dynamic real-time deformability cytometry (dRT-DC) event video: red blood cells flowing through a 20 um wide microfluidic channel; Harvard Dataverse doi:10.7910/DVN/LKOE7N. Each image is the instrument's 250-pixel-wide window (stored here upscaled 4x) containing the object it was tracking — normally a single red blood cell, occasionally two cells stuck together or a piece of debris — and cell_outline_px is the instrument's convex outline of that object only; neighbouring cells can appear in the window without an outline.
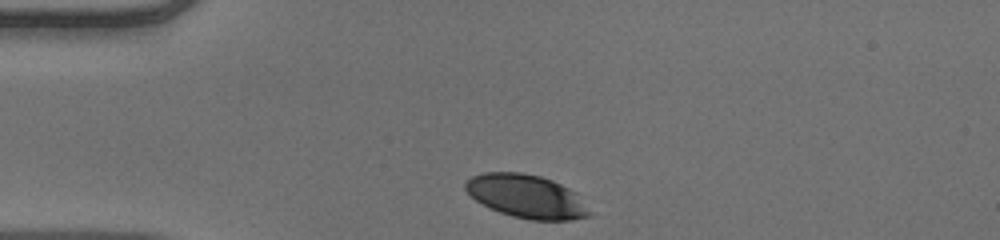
{"species": "human", "species_latin": "Homo sapiens", "temperature_condition": "warm", "stored_images_in_passage": 32, "camera_frame_rate_fps": 3000, "um_per_image_px": 0.085, "donor": {"sex": "male"}, "frame": {"image": 1, "passage_image": 1, "time_ms": 0.0, "image_size_px": [1000, 240], "cell_outline_px": [[592, 212], [588, 216], [572, 220], [532, 220], [512, 216], [500, 212], [476, 200], [464, 188], [464, 180], [472, 176], [484, 172], [520, 172], [540, 176], [552, 180], [576, 192]], "centroid_in_image_um": [44.75, 16.68], "position_along_channel_um": 40.2, "area_um2": 31.27}}
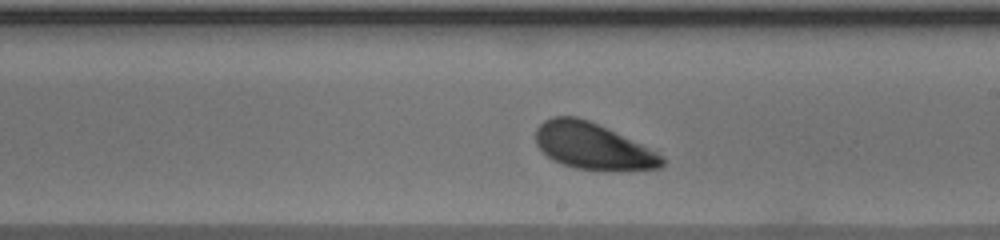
{"frame": {"image": 2, "passage_image": 19, "time_ms": 6.0, "image_size_px": [1000, 240], "cell_outline_px": [[664, 164], [660, 168], [612, 172], [576, 168], [552, 160], [536, 144], [536, 128], [544, 120], [552, 116], [576, 116], [588, 120], [656, 152], [664, 160]], "centroid_in_image_um": [50.35, 12.45], "position_along_channel_um": 238.6, "area_um2": 33.81}}
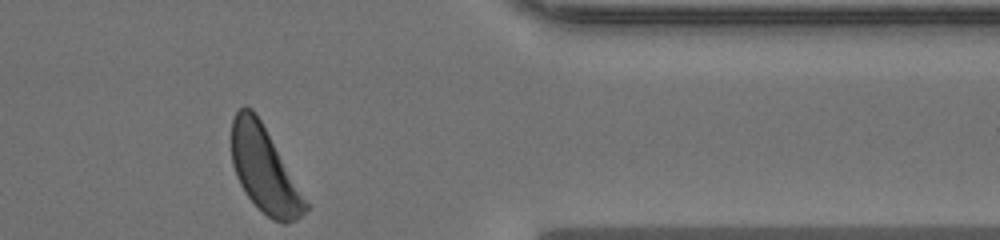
{"frame": {"image": 3, "passage_image": 32, "time_ms": 10.333, "image_size_px": [1000, 240], "cell_outline_px": [[308, 208], [296, 220], [284, 224], [272, 220], [244, 192], [236, 176], [232, 164], [232, 120], [236, 112], [244, 104], [252, 108], [256, 112], [308, 204]], "centroid_in_image_um": [22.43, 14.4], "position_along_channel_um": 389.0, "area_um2": 36.01}, "authors_computed_cell_mechanics": {"area_um2": 34.8823, "velocity_mm_per_s": 3.8658, "shape_relaxation_time_tau1_ms": 3.0628, "shape_relaxation_time_tau2_ms": null, "deformation_change_tau1": 0.1272, "deformation_change_tau2": null}}